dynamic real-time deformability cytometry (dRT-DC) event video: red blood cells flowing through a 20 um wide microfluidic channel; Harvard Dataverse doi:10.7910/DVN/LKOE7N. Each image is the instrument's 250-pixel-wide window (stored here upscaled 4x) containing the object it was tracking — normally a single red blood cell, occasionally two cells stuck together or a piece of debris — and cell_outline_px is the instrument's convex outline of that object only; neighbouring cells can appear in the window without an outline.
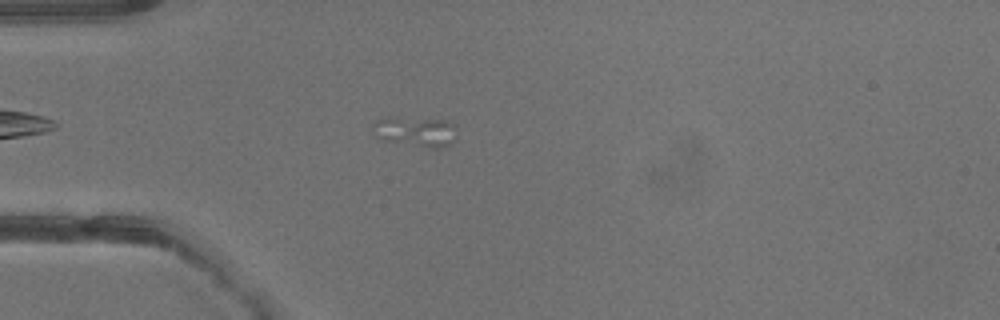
{"species": "common noctule bat (a hibernating species)", "species_latin": "Nyctalus noctula", "temperature_condition": "warm", "stored_images_in_passage": 10, "camera_frame_rate_fps": 3000, "um_per_image_px": 0.085, "animal": {"sex": "male", "body_mass_g": 13.3}, "frame": {"image": 1, "passage_image": 6, "time_ms": 1.667, "image_size_px": [1000, 320], "cell_outline_px": [[452, 140], [448, 144], [436, 148], [432, 148], [380, 140], [376, 136], [372, 124], [376, 120], [388, 116], [452, 120]], "centroid_in_image_um": [35.22, 11.14], "position_along_channel_um": 49.8, "area_um2": 14.57}}